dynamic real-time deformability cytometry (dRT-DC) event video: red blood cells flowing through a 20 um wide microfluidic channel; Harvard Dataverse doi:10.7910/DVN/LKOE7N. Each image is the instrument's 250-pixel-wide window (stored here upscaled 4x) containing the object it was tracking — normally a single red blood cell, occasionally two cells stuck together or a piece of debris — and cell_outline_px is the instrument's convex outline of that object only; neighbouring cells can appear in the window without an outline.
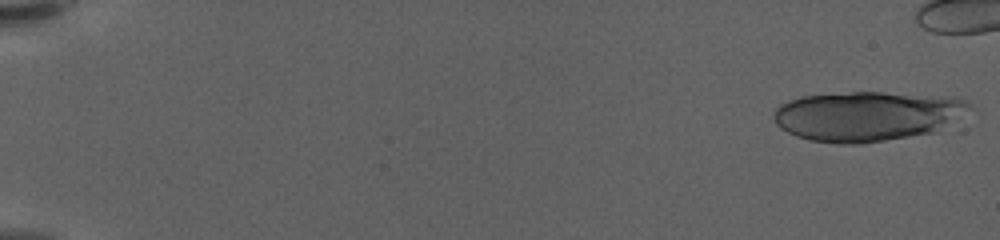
{"species": "human", "species_latin": "Homo sapiens", "temperature_condition": "warm", "stored_images_in_passage": 22, "camera_frame_rate_fps": 3000, "um_per_image_px": 0.085, "donor": {"sex": "female"}, "frame": {"image": 1, "passage_image": 1, "time_ms": 0.0, "image_size_px": [1000, 240], "cell_outline_px": [[976, 108], [936, 132], [860, 144], [836, 144], [808, 140], [796, 136], [780, 128], [776, 124], [772, 116], [776, 108], [780, 104], [788, 100], [800, 96], [852, 92], [880, 92], [948, 96], [968, 100]], "centroid_in_image_um": [73.74, 9.86], "position_along_channel_um": 11.3, "area_um2": 57.51}}